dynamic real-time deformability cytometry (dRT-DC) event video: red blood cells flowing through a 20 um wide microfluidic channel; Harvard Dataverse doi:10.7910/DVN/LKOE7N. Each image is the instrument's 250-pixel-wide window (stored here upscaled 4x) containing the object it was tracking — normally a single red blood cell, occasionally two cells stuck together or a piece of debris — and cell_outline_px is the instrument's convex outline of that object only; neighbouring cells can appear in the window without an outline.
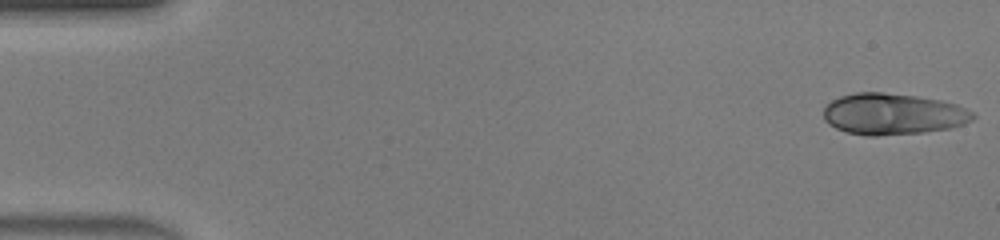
{"species": "human", "species_latin": "Homo sapiens", "temperature_condition": "warm", "stored_images_in_passage": 45, "camera_frame_rate_fps": 3000, "um_per_image_px": 0.085, "donor": {"sex": "male"}, "frame": {"image": 1, "passage_image": 1, "time_ms": 0.0, "image_size_px": [1000, 240], "cell_outline_px": [[976, 116], [972, 120], [964, 124], [948, 128], [924, 132], [876, 136], [864, 136], [848, 132], [836, 128], [828, 124], [824, 120], [824, 108], [832, 100], [840, 96], [856, 92], [884, 92], [916, 96], [940, 100], [956, 104], [972, 112]], "centroid_in_image_um": [75.88, 9.69], "position_along_channel_um": 9.1, "area_um2": 35.95}}
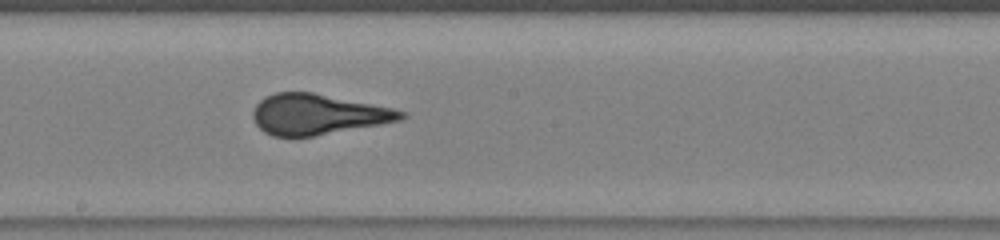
{"frame": {"image": 2, "passage_image": 25, "time_ms": 8.0, "image_size_px": [1000, 240], "cell_outline_px": [[408, 116], [400, 120], [380, 124], [312, 136], [272, 136], [264, 132], [256, 124], [252, 116], [252, 112], [256, 104], [260, 100], [276, 92], [312, 92], [392, 108], [404, 112]], "centroid_in_image_um": [26.97, 9.72], "position_along_channel_um": 221.2, "area_um2": 34.51}}
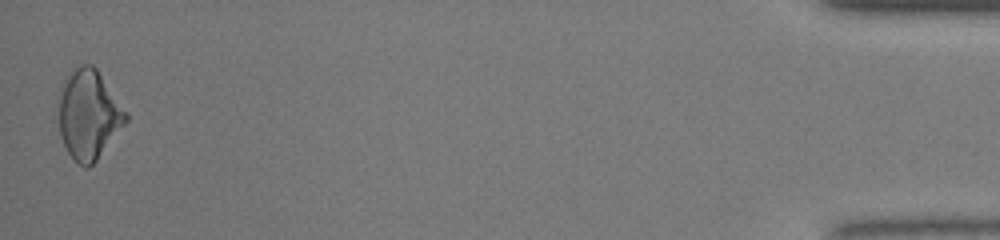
{"frame": {"image": 3, "passage_image": 45, "time_ms": 14.667, "image_size_px": [1000, 240], "cell_outline_px": [[128, 120], [96, 160], [88, 168], [84, 168], [68, 152], [60, 136], [60, 100], [64, 80], [72, 68], [80, 64], [92, 64], [96, 68], [128, 112]], "centroid_in_image_um": [7.56, 9.71], "position_along_channel_um": 427.6, "area_um2": 34.56}, "authors_computed_cell_mechanics": {"area_um2": 34.6222, "velocity_mm_per_s": 4.4919, "shape_relaxation_time_tau1_ms": 4.6438, "shape_relaxation_time_tau2_ms": null, "deformation_change_tau1": 0.1687, "deformation_change_tau2": null}}